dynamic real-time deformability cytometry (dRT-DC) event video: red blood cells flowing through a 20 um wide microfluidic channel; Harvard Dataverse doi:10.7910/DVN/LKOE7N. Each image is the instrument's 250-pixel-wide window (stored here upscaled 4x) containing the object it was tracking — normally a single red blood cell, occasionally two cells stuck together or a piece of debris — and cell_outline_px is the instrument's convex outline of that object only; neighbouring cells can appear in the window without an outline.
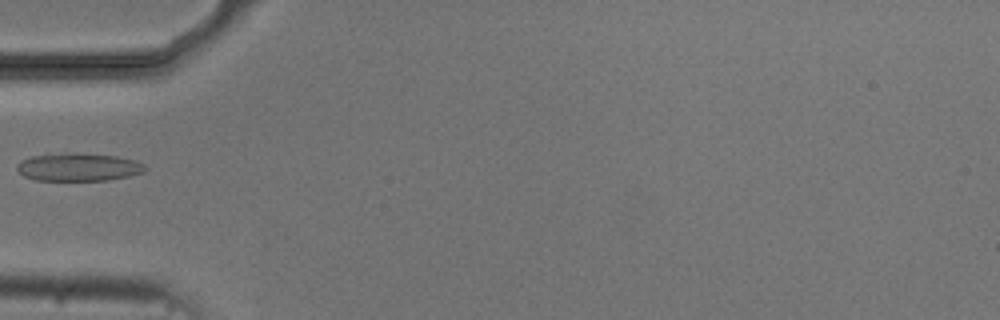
{"species": "common noctule bat (a hibernating species)", "species_latin": "Nyctalus noctula", "temperature_condition": "cold", "stored_images_in_passage": 5, "camera_frame_rate_fps": 3000, "um_per_image_px": 0.085, "animal": {"sex": "male", "body_mass_g": 20.5, "forearm_length_mm": 52.5}, "frame": {"image": 1, "passage_image": 4, "time_ms": 3.667, "image_size_px": [1000, 320], "cell_outline_px": [[148, 168], [144, 172], [128, 176], [108, 180], [36, 180], [24, 176], [16, 168], [16, 164], [20, 160], [32, 156], [64, 152], [68, 152], [116, 156], [132, 160], [144, 164]], "centroid_in_image_um": [6.64, 14.19], "position_along_channel_um": 78.4, "area_um2": 20.87}}
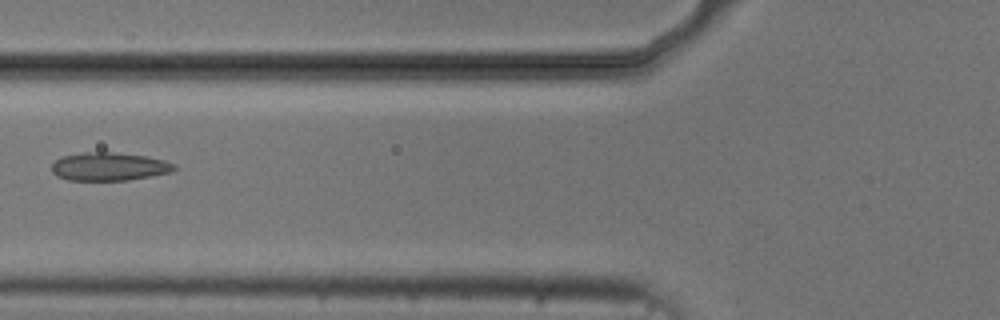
{"frame": {"image": 2, "passage_image": 5, "time_ms": 4.667, "image_size_px": [1000, 320], "cell_outline_px": [[176, 168], [172, 172], [152, 176], [128, 180], [68, 180], [56, 176], [52, 172], [52, 164], [60, 156], [84, 152], [112, 152], [148, 156], [164, 160], [176, 164]], "centroid_in_image_um": [9.28, 14.15], "position_along_channel_um": 116.5, "area_um2": 20.35}}